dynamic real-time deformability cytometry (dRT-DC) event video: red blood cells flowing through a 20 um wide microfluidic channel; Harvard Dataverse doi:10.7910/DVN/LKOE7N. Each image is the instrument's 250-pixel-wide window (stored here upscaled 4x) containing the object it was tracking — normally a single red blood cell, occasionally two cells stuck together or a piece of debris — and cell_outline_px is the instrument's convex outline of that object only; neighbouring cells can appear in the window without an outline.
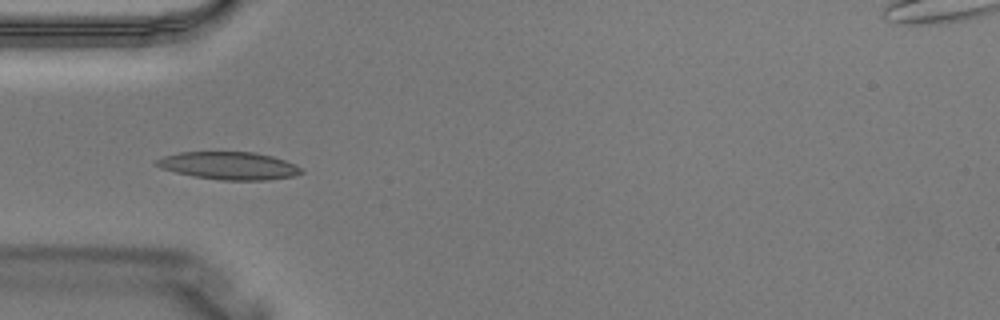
{"species": "Egyptian fruit bat (a non-hibernating species)", "species_latin": "Rousettus aegyptiacus", "temperature_condition": "warm", "stored_images_in_passage": 5, "camera_frame_rate_fps": 3000, "um_per_image_px": 0.085, "animal": {"sex": "male"}, "frame": {"image": 1, "passage_image": 4, "time_ms": 1.0, "image_size_px": [1000, 320], "cell_outline_px": [[304, 172], [296, 176], [268, 180], [220, 180], [196, 176], [176, 172], [160, 168], [152, 164], [156, 160], [164, 156], [180, 152], [256, 152], [272, 156], [296, 164], [304, 168]], "centroid_in_image_um": [19.51, 14.08], "position_along_channel_um": 65.5, "area_um2": 23.52}}